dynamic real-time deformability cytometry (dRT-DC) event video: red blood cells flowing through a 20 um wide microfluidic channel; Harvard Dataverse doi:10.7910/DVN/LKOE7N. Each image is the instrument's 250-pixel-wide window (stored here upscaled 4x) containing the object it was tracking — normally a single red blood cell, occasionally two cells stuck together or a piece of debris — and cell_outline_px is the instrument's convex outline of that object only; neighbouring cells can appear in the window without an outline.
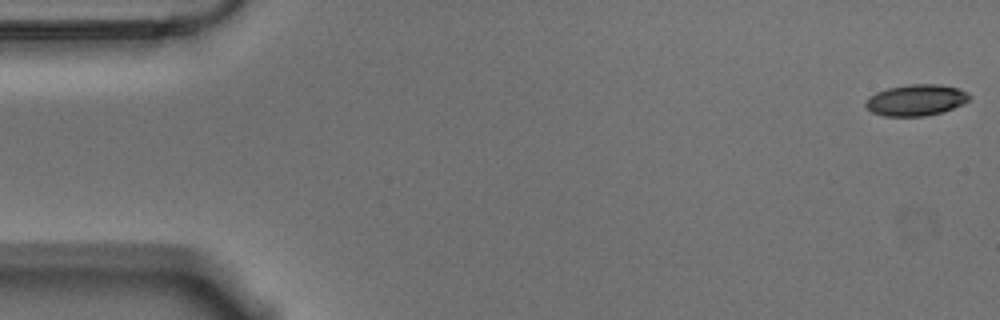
{"species": "Egyptian fruit bat (a non-hibernating species)", "species_latin": "Rousettus aegyptiacus", "temperature_condition": "warm", "stored_images_in_passage": 56, "camera_frame_rate_fps": 3000, "um_per_image_px": 0.085, "animal": {"sex": "male"}, "frame": {"image": 1, "passage_image": 1, "time_ms": 0.0, "image_size_px": [1000, 320], "cell_outline_px": [[972, 96], [964, 104], [940, 112], [924, 116], [884, 116], [872, 112], [864, 104], [864, 100], [868, 96], [876, 92], [888, 88], [908, 84], [940, 84], [956, 88], [968, 92]], "centroid_in_image_um": [77.84, 8.5], "position_along_channel_um": 7.2, "area_um2": 18.96}}
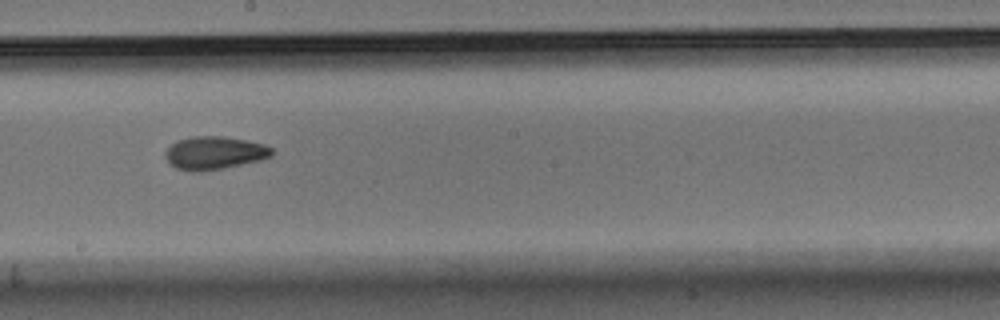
{"frame": {"image": 2, "passage_image": 31, "time_ms": 10.0, "image_size_px": [1000, 320], "cell_outline_px": [[276, 152], [272, 156], [260, 160], [224, 168], [196, 172], [192, 172], [176, 168], [168, 164], [164, 156], [164, 152], [176, 140], [192, 136], [224, 136], [264, 144], [272, 148]], "centroid_in_image_um": [18.2, 13.0], "position_along_channel_um": 230.0, "area_um2": 20.75}}
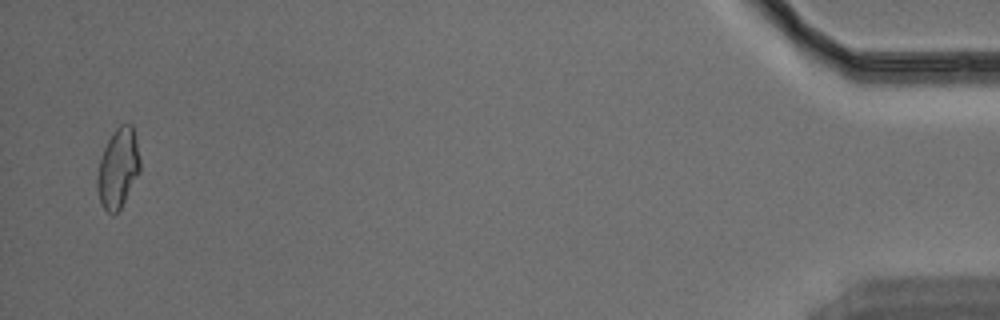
{"frame": {"image": 3, "passage_image": 55, "time_ms": 18.0, "image_size_px": [1000, 320], "cell_outline_px": [[140, 172], [120, 208], [112, 216], [100, 204], [96, 188], [96, 176], [100, 160], [104, 148], [112, 132], [120, 124], [132, 124], [136, 140], [140, 160]], "centroid_in_image_um": [10.02, 14.31], "position_along_channel_um": 425.2, "area_um2": 19.88}, "authors_computed_cell_mechanics": {"area_um2": 19.6809, "velocity_mm_per_s": 3.5565, "shape_relaxation_time_tau1_ms": 8.588, "shape_relaxation_time_tau2_ms": 2.7462, "deformation_change_tau1": 0.1741, "deformation_change_tau2": 0.0803}}